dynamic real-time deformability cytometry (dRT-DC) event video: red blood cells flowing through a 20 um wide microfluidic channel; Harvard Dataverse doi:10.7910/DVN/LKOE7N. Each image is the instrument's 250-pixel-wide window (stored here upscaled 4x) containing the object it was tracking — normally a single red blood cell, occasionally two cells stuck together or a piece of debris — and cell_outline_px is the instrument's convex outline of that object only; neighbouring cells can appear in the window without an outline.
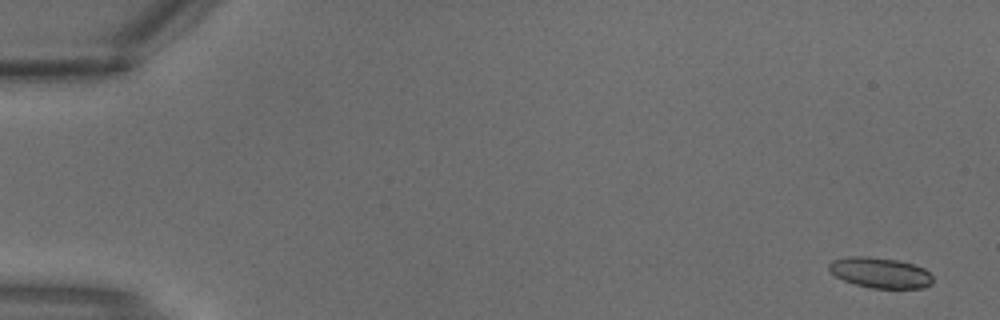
{"species": "common noctule bat (a hibernating species)", "species_latin": "Nyctalus noctula", "temperature_condition": "warm", "stored_images_in_passage": 4, "segment_of_instrument_passage": [1, 2], "camera_frame_rate_fps": 3000, "um_per_image_px": 0.085, "animal": {"sex": "male", "body_mass_g": 18.8}, "frame": {"image": 1, "passage_image": 1, "time_ms": 0.0, "image_size_px": [1000, 320], "cell_outline_px": [[932, 284], [924, 288], [872, 288], [856, 284], [844, 280], [836, 276], [828, 268], [828, 264], [832, 260], [848, 256], [868, 256], [900, 260], [924, 268], [932, 276]], "centroid_in_image_um": [74.82, 23.17], "position_along_channel_um": 10.2, "area_um2": 18.5}}
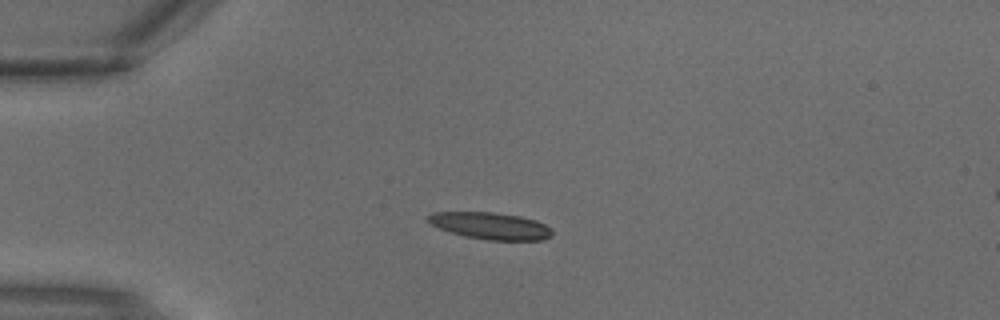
{"frame": {"image": 2, "passage_image": 3, "time_ms": 0.667, "image_size_px": [1000, 320], "cell_outline_px": [[552, 236], [544, 240], [488, 240], [464, 236], [440, 228], [432, 224], [428, 220], [428, 216], [432, 212], [492, 212], [520, 216], [536, 220], [552, 228]], "centroid_in_image_um": [41.75, 19.2], "position_along_channel_um": 43.3, "area_um2": 19.36}}